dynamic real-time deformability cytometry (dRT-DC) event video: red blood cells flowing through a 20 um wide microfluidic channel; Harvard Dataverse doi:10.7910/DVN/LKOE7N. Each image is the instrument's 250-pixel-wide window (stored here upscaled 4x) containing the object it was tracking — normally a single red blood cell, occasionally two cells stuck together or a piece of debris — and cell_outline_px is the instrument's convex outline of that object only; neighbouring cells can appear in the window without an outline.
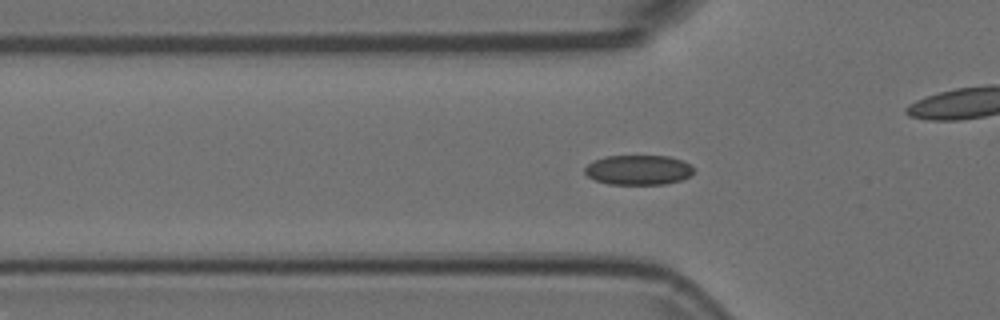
{"species": "Egyptian fruit bat (a non-hibernating species)", "species_latin": "Rousettus aegyptiacus", "temperature_condition": "room temperature", "stored_images_in_passage": 55, "camera_frame_rate_fps": 3000, "um_per_image_px": 0.085, "animal": {"sex": "female"}, "frame": {"image": 1, "passage_image": 17, "time_ms": 5.333, "image_size_px": [1000, 320], "cell_outline_px": [[692, 172], [688, 176], [680, 180], [664, 184], [608, 184], [596, 180], [588, 176], [584, 172], [584, 168], [592, 160], [604, 156], [668, 156], [680, 160], [688, 164], [692, 168]], "centroid_in_image_um": [54.19, 14.44], "position_along_channel_um": 71.6, "area_um2": 18.73}}
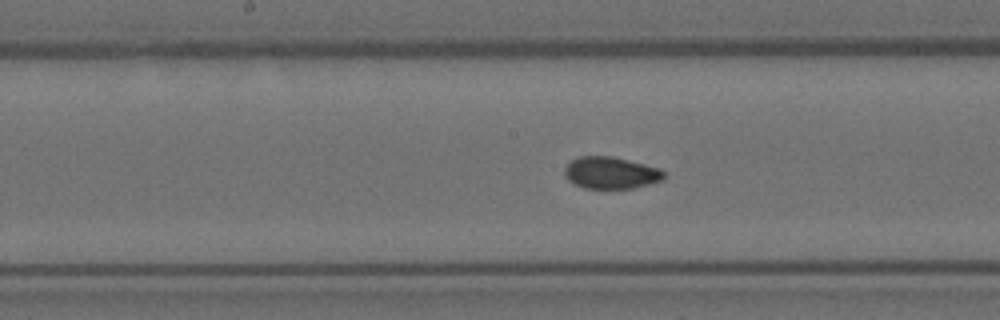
{"frame": {"image": 2, "passage_image": 27, "time_ms": 8.667, "image_size_px": [1000, 320], "cell_outline_px": [[664, 180], [632, 188], [584, 188], [568, 180], [564, 176], [564, 168], [576, 156], [612, 156], [660, 168], [664, 172]], "centroid_in_image_um": [51.91, 14.68], "position_along_channel_um": 196.3, "area_um2": 18.44}}
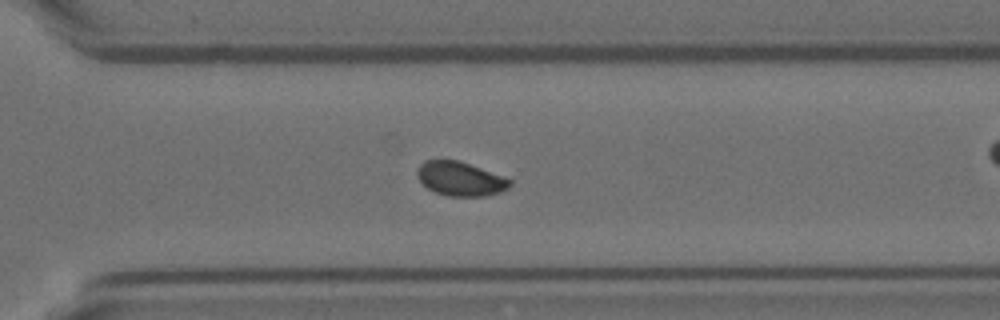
{"frame": {"image": 3, "passage_image": 38, "time_ms": 12.333, "image_size_px": [1000, 320], "cell_outline_px": [[512, 184], [508, 188], [500, 192], [488, 196], [448, 196], [436, 192], [420, 184], [416, 176], [416, 172], [420, 164], [424, 160], [456, 160], [504, 176], [512, 180]], "centroid_in_image_um": [39.11, 15.21], "position_along_channel_um": 331.5, "area_um2": 18.5}}